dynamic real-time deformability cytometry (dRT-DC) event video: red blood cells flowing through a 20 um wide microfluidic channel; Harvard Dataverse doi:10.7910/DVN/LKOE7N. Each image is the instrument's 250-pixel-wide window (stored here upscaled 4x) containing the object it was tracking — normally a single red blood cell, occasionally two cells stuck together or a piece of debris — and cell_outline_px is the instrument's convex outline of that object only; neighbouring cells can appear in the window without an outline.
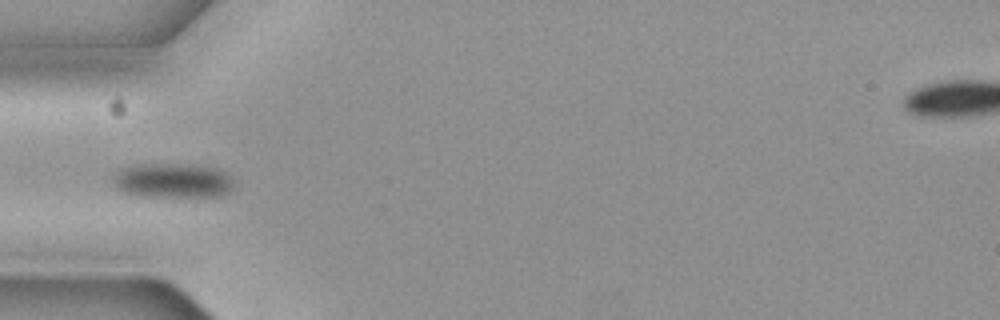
{"species": "common noctule bat (a hibernating species)", "species_latin": "Nyctalus noctula", "temperature_condition": "cold", "stored_images_in_passage": 6, "camera_frame_rate_fps": 3000, "um_per_image_px": 0.085, "animal": {"sex": "female", "body_mass_g": 19.3, "forearm_length_mm": 54.1}, "frame": {"image": 1, "passage_image": 4, "time_ms": 1.0, "image_size_px": [1000, 320], "cell_outline_px": [[232, 188], [228, 192], [220, 196], [144, 196], [124, 192], [116, 188], [112, 184], [112, 176], [120, 168], [136, 164], [192, 164], [220, 168], [228, 172], [232, 176]], "centroid_in_image_um": [14.68, 15.32], "position_along_channel_um": 70.3, "area_um2": 24.8}}
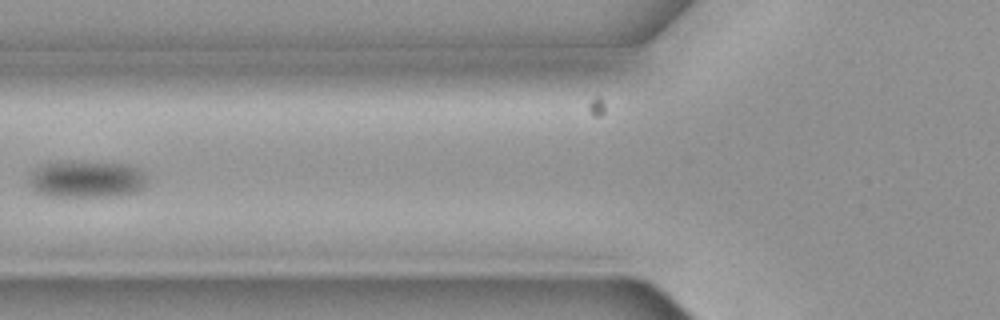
{"frame": {"image": 2, "passage_image": 5, "time_ms": 1.333, "image_size_px": [1000, 320], "cell_outline_px": [[144, 188], [136, 192], [112, 196], [48, 196], [36, 192], [28, 184], [28, 180], [36, 168], [40, 164], [64, 160], [128, 164], [140, 168], [144, 176]], "centroid_in_image_um": [7.32, 15.21], "position_along_channel_um": 118.5, "area_um2": 25.72}}
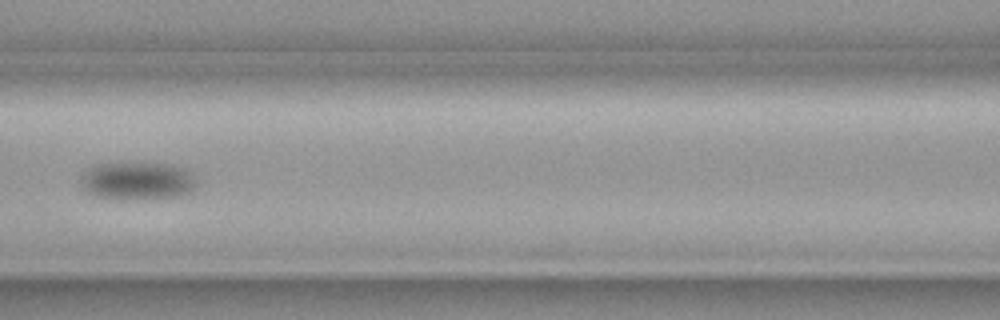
{"frame": {"image": 3, "passage_image": 6, "time_ms": 1.667, "image_size_px": [1000, 320], "cell_outline_px": [[196, 184], [192, 192], [176, 196], [96, 196], [88, 192], [80, 184], [84, 168], [92, 164], [112, 160], [140, 160], [172, 164], [184, 168], [192, 176]], "centroid_in_image_um": [11.6, 15.22], "position_along_channel_um": 155.0, "area_um2": 25.78}}